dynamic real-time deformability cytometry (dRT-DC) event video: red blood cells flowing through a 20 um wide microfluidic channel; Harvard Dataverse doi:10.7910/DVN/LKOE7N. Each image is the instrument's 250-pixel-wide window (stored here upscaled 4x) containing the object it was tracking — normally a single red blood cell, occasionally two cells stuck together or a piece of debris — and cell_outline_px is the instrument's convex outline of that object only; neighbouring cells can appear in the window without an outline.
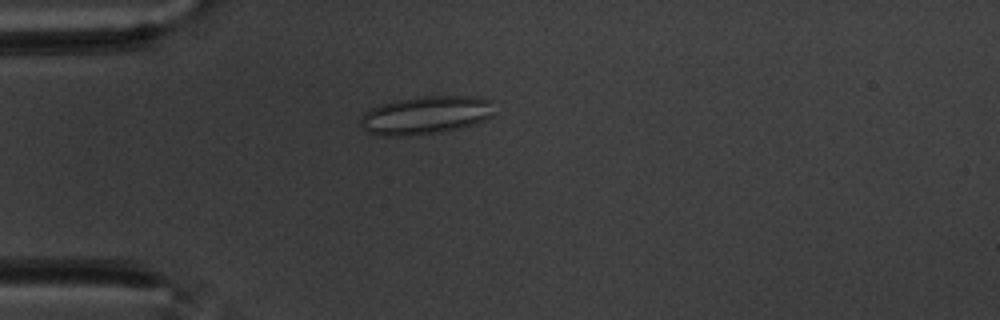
{"species": "common noctule bat (a hibernating species)", "species_latin": "Nyctalus noctula", "temperature_condition": "warm", "stored_images_in_passage": 46, "camera_frame_rate_fps": 3000, "um_per_image_px": 0.085, "animal": {"sex": "male", "body_mass_g": 20.1, "forearm_length_mm": 53.5}, "frame": {"image": 1, "passage_image": 4, "time_ms": 1.0, "image_size_px": [1000, 320], "cell_outline_px": [[496, 112], [492, 116], [476, 124], [460, 128], [440, 132], [412, 136], [376, 136], [368, 132], [360, 124], [360, 116], [364, 112], [380, 104], [396, 100], [428, 96], [476, 96], [492, 100]], "centroid_in_image_um": [36.21, 9.8], "position_along_channel_um": 48.8, "area_um2": 30.23}}
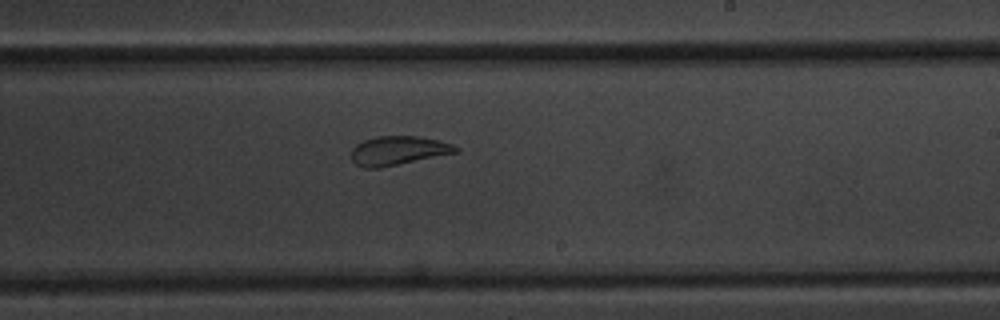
{"frame": {"image": 2, "passage_image": 23, "time_ms": 7.333, "image_size_px": [1000, 320], "cell_outline_px": [[460, 152], [380, 168], [364, 168], [356, 164], [352, 160], [352, 148], [356, 144], [364, 140], [376, 136], [416, 136], [440, 140], [452, 144], [460, 148]], "centroid_in_image_um": [33.87, 12.8], "position_along_channel_um": 255.1, "area_um2": 17.8}}
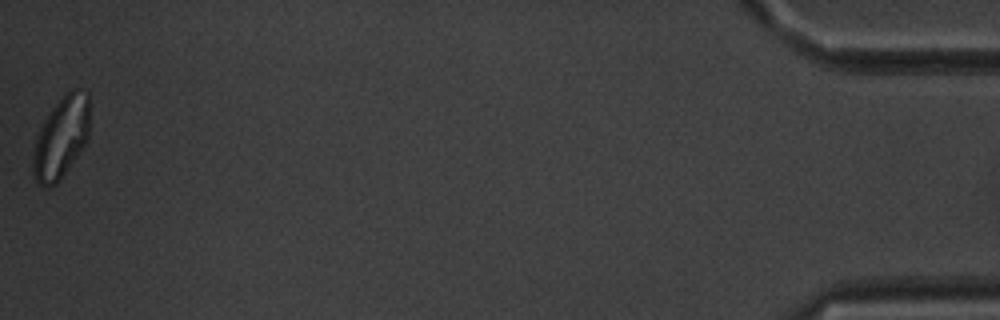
{"frame": {"image": 3, "passage_image": 46, "time_ms": 15.0, "image_size_px": [1000, 320], "cell_outline_px": [[88, 140], [60, 180], [56, 184], [48, 188], [44, 188], [36, 180], [32, 172], [32, 160], [36, 140], [40, 128], [44, 120], [52, 108], [72, 88], [76, 88], [88, 92]], "centroid_in_image_um": [5.19, 11.73], "position_along_channel_um": 430.0, "area_um2": 26.65}, "authors_computed_cell_mechanics": {"area_um2": 20.3456, "velocity_mm_per_s": 3.4838, "shape_relaxation_time_tau1_ms": null, "shape_relaxation_time_tau2_ms": 0.8349, "deformation_change_tau1": null, "deformation_change_tau2": 0.0857}}